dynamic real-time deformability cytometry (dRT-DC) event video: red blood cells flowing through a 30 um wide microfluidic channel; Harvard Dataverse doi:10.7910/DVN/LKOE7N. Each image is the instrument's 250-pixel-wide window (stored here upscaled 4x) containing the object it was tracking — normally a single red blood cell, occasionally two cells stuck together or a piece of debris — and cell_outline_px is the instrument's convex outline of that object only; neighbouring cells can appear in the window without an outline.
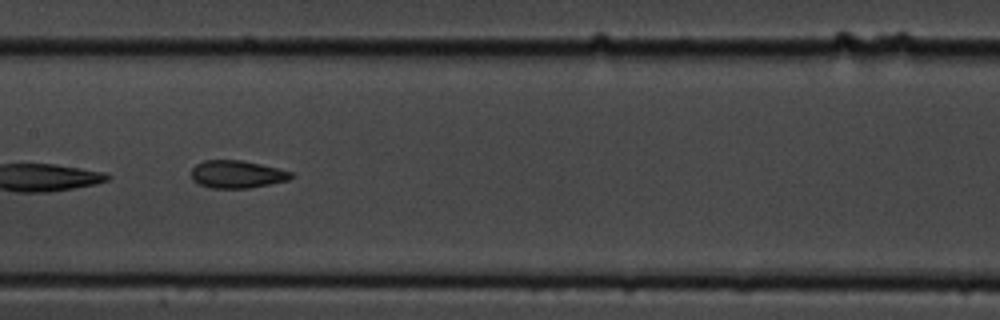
{"species": "common noctule bat (a hibernating species)", "species_latin": "Nyctalus noctula", "temperature_condition": "cold", "stored_images_in_passage": 9, "camera_frame_rate_fps": 3000, "um_per_image_px": 0.085, "animal": {"sex": "male", "body_mass_g": 19.5, "forearm_length_mm": 54.6}, "frame": {"image": 1, "passage_image": 8, "time_ms": 9.0, "image_size_px": [1000, 320], "cell_outline_px": [[292, 176], [288, 180], [248, 188], [212, 188], [200, 184], [192, 180], [192, 168], [196, 164], [204, 160], [240, 160], [260, 164], [292, 172]], "centroid_in_image_um": [20.1, 14.81], "position_along_channel_um": 187.3, "area_um2": 15.84}}